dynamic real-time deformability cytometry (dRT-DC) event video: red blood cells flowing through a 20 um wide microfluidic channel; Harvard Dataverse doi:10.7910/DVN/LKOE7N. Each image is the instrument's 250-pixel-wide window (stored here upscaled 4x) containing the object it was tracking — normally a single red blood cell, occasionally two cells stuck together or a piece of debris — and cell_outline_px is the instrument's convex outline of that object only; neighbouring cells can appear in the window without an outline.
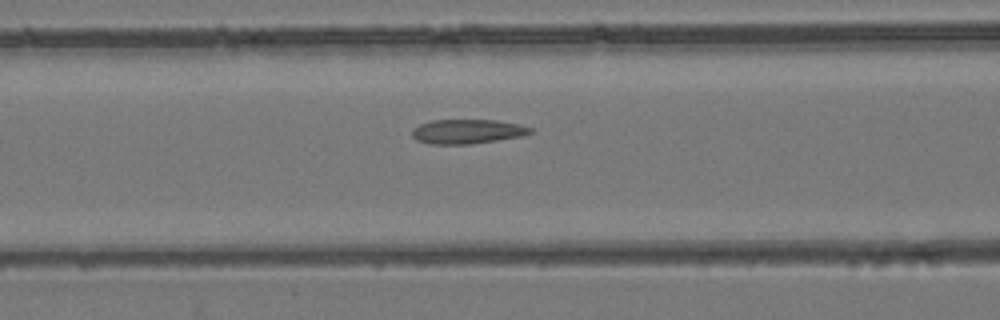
{"species": "common noctule bat (a hibernating species)", "species_latin": "Nyctalus noctula", "temperature_condition": "room temperature", "stored_images_in_passage": 21, "camera_frame_rate_fps": 3000, "um_per_image_px": 0.085, "animal": {"sex": "female", "body_mass_g": 24.6, "forearm_length_mm": 56.2}, "frame": {"image": 1, "passage_image": 7, "time_ms": 2.0, "image_size_px": [1000, 320], "cell_outline_px": [[536, 132], [524, 136], [468, 144], [428, 144], [416, 140], [412, 136], [412, 128], [420, 124], [432, 120], [496, 120], [520, 124], [536, 128]], "centroid_in_image_um": [39.78, 11.17], "position_along_channel_um": 126.8, "area_um2": 17.11}}
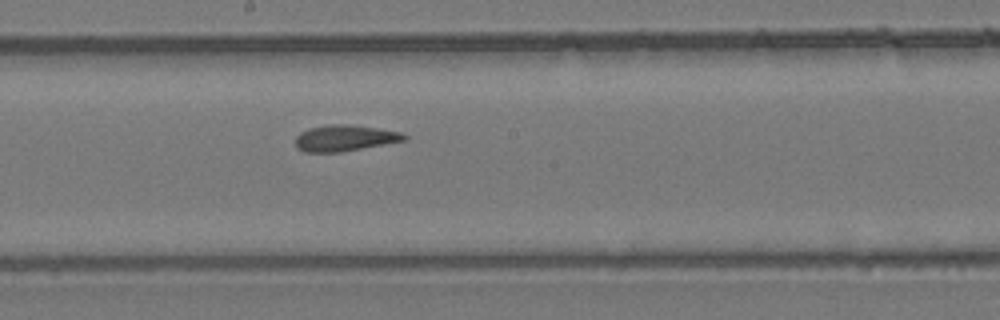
{"frame": {"image": 2, "passage_image": 14, "time_ms": 4.333, "image_size_px": [1000, 320], "cell_outline_px": [[408, 140], [340, 152], [304, 152], [296, 148], [296, 136], [300, 132], [308, 128], [328, 124], [348, 124], [376, 128], [400, 132], [408, 136]], "centroid_in_image_um": [29.29, 11.73], "position_along_channel_um": 218.9, "area_um2": 16.65}}
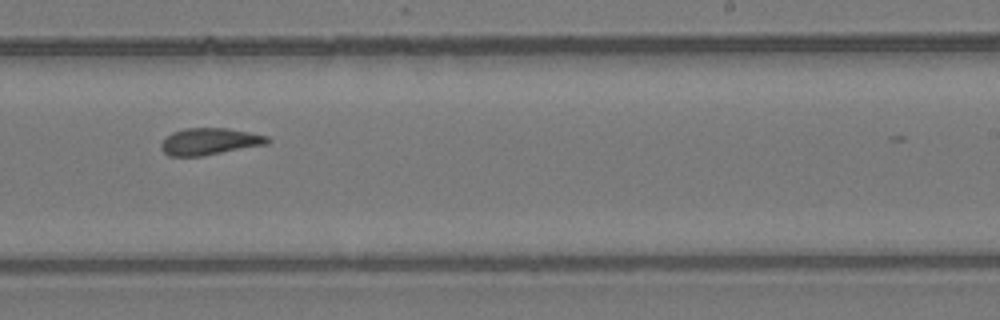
{"frame": {"image": 3, "passage_image": 18, "time_ms": 5.667, "image_size_px": [1000, 320], "cell_outline_px": [[272, 140], [268, 144], [200, 156], [168, 156], [160, 148], [160, 144], [172, 132], [184, 128], [228, 128], [268, 136]], "centroid_in_image_um": [17.82, 12.02], "position_along_channel_um": 271.2, "area_um2": 16.59}}